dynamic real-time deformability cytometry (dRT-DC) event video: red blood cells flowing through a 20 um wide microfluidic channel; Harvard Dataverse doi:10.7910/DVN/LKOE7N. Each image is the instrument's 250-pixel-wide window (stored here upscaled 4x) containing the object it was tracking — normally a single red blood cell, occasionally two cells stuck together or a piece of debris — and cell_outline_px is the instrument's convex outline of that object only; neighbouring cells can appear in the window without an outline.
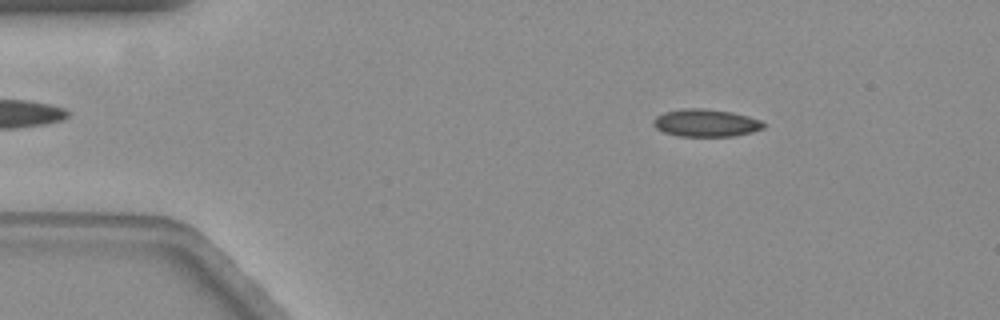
{"species": "common noctule bat (a hibernating species)", "species_latin": "Nyctalus noctula", "temperature_condition": "warm", "stored_images_in_passage": 54, "camera_frame_rate_fps": 3000, "um_per_image_px": 0.085, "animal": {"sex": "female", "body_mass_g": 19.3, "forearm_length_mm": 54.1}, "frame": {"image": 1, "passage_image": 9, "time_ms": 2.667, "image_size_px": [1000, 320], "cell_outline_px": [[764, 128], [752, 132], [732, 136], [680, 136], [664, 132], [656, 128], [652, 124], [652, 120], [656, 116], [664, 112], [684, 108], [704, 108], [732, 112], [748, 116], [760, 120], [764, 124]], "centroid_in_image_um": [59.97, 10.44], "position_along_channel_um": 25.0, "area_um2": 17.69}}
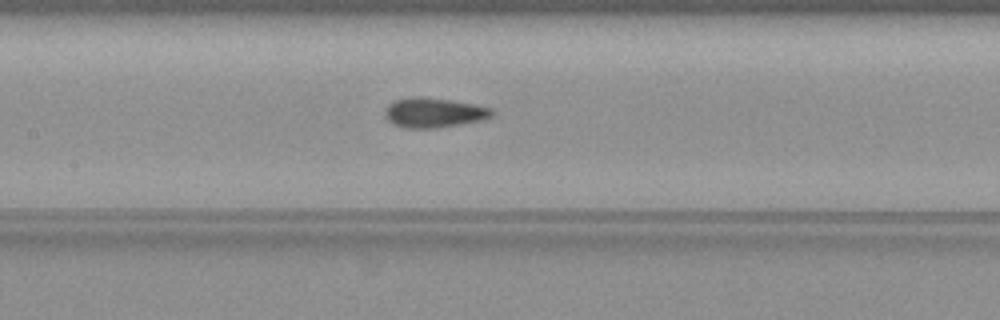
{"frame": {"image": 2, "passage_image": 27, "time_ms": 8.667, "image_size_px": [1000, 320], "cell_outline_px": [[492, 116], [480, 120], [460, 124], [436, 128], [404, 128], [392, 124], [384, 116], [384, 108], [388, 104], [396, 100], [412, 96], [420, 96], [452, 100], [492, 108]], "centroid_in_image_um": [36.81, 9.57], "position_along_channel_um": 170.6, "area_um2": 18.61}}
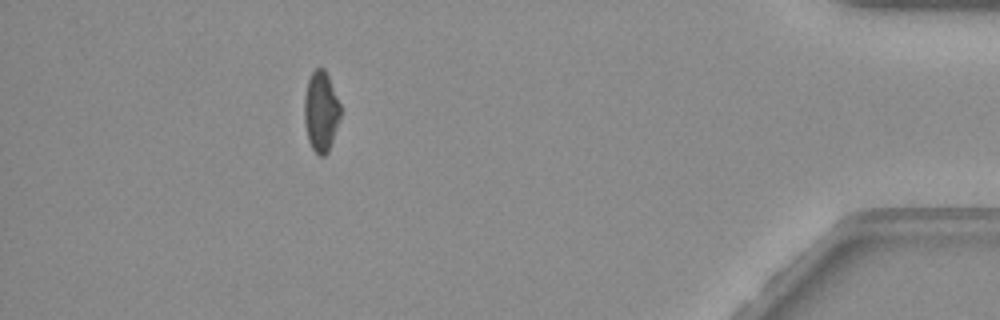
{"frame": {"image": 3, "passage_image": 52, "time_ms": 17.0, "image_size_px": [1000, 320], "cell_outline_px": [[340, 116], [328, 152], [324, 156], [320, 156], [312, 148], [308, 140], [304, 124], [304, 96], [308, 80], [312, 72], [316, 68], [324, 68], [328, 76], [340, 104]], "centroid_in_image_um": [27.26, 9.47], "position_along_channel_um": 407.9, "area_um2": 16.76}}